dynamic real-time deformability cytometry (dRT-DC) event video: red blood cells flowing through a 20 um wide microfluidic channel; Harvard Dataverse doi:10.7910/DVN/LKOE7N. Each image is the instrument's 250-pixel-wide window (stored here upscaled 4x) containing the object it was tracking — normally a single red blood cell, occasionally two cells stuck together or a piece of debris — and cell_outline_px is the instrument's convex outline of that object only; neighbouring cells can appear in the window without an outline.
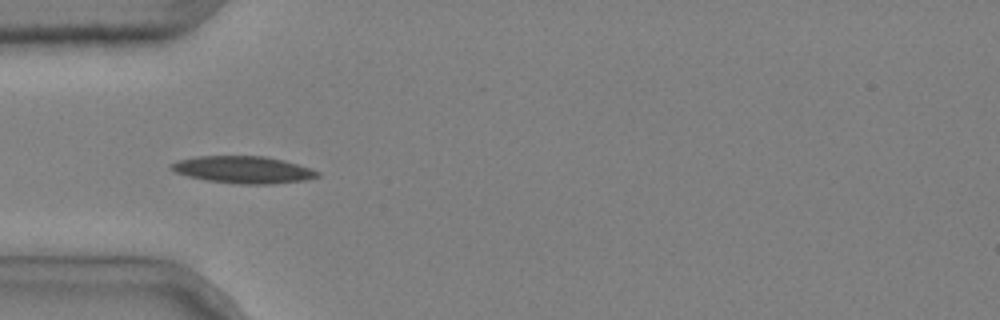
{"species": "common noctule bat (a hibernating species)", "species_latin": "Nyctalus noctula", "temperature_condition": "cold", "stored_images_in_passage": 5, "camera_frame_rate_fps": 3000, "um_per_image_px": 0.085, "animal": {"sex": "male", "body_mass_g": 20.4}, "frame": {"image": 1, "passage_image": 4, "time_ms": 1.0, "image_size_px": [1000, 320], "cell_outline_px": [[320, 176], [304, 180], [272, 184], [236, 184], [208, 180], [188, 176], [176, 172], [168, 168], [168, 164], [176, 160], [196, 156], [264, 156], [284, 160], [312, 168], [320, 172]], "centroid_in_image_um": [20.66, 14.42], "position_along_channel_um": 64.3, "area_um2": 23.29}}